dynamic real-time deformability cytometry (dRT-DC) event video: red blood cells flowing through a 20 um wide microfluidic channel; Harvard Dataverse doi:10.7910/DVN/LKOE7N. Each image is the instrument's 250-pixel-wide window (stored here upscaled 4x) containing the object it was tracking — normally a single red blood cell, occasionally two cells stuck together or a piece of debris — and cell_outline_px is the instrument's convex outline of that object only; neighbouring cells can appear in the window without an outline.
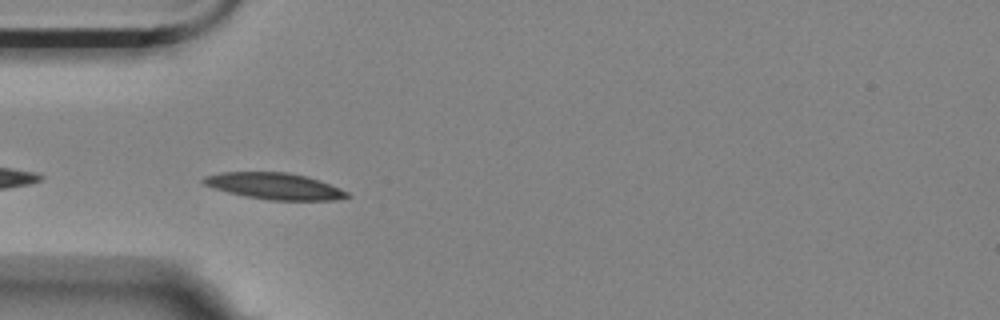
{"species": "Egyptian fruit bat (a non-hibernating species)", "species_latin": "Rousettus aegyptiacus", "temperature_condition": "room temperature", "stored_images_in_passage": 42, "camera_frame_rate_fps": 3000, "um_per_image_px": 0.085, "animal": {"sex": "female"}, "frame": {"image": 1, "passage_image": 2, "time_ms": 0.333, "image_size_px": [1000, 320], "cell_outline_px": [[352, 196], [332, 200], [268, 200], [244, 196], [228, 192], [204, 184], [200, 180], [204, 176], [220, 172], [288, 172], [308, 176], [320, 180], [340, 188], [348, 192]], "centroid_in_image_um": [23.35, 15.81], "position_along_channel_um": 61.7, "area_um2": 22.2}}
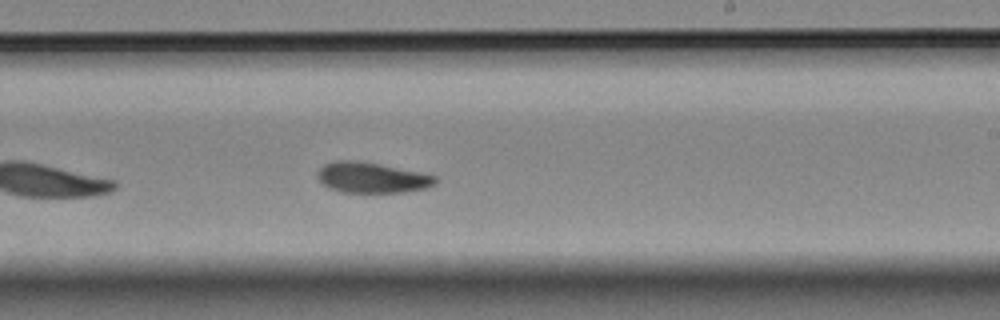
{"frame": {"image": 2, "passage_image": 19, "time_ms": 6.0, "image_size_px": [1000, 320], "cell_outline_px": [[436, 184], [428, 188], [404, 192], [340, 192], [328, 188], [320, 180], [316, 172], [324, 164], [336, 160], [352, 160], [376, 164], [420, 172], [436, 176]], "centroid_in_image_um": [31.6, 15.11], "position_along_channel_um": 257.4, "area_um2": 20.81}}
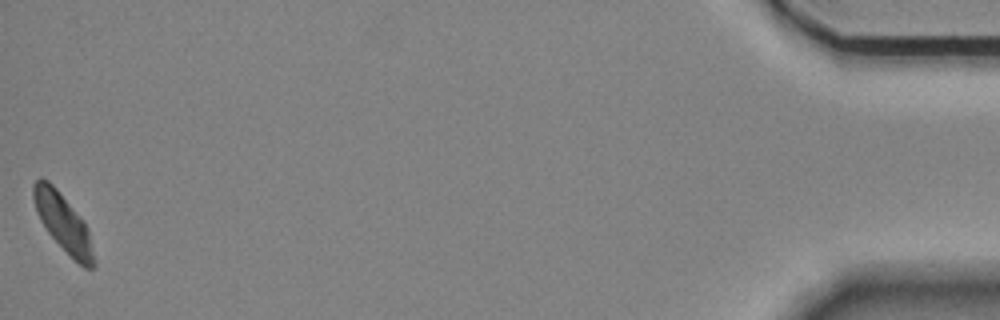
{"frame": {"image": 3, "passage_image": 42, "time_ms": 13.667, "image_size_px": [1000, 320], "cell_outline_px": [[96, 264], [92, 268], [84, 268], [48, 232], [40, 220], [32, 196], [32, 184], [40, 176], [48, 180], [56, 188], [84, 220], [88, 228], [96, 260]], "centroid_in_image_um": [5.39, 18.9], "position_along_channel_um": 429.8, "area_um2": 20.11}, "authors_computed_cell_mechanics": {"area_um2": 20.9236, "velocity_mm_per_s": 3.4784, "shape_relaxation_time_tau1_ms": 3.9249, "shape_relaxation_time_tau2_ms": 4.9384, "deformation_change_tau1": 0.1278, "deformation_change_tau2": 0.089}}